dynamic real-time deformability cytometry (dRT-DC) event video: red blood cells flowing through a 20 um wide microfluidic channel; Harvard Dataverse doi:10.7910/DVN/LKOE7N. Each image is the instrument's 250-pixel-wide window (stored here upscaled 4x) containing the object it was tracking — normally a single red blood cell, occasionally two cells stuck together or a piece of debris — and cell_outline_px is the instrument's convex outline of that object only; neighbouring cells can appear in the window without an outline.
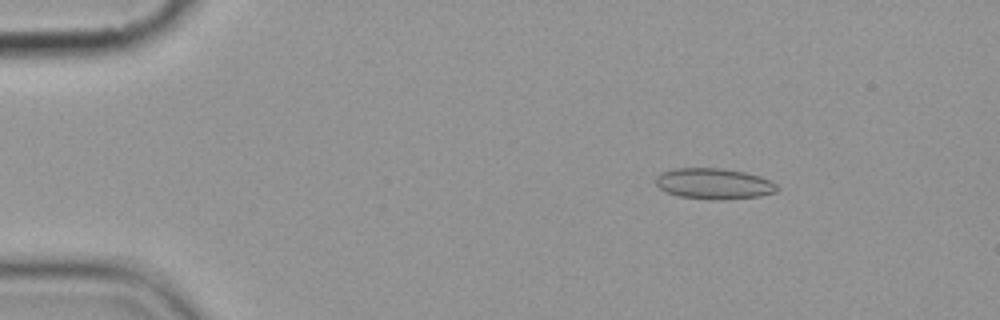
{"species": "common noctule bat (a hibernating species)", "species_latin": "Nyctalus noctula", "temperature_condition": "cold", "stored_images_in_passage": 5, "camera_frame_rate_fps": 3000, "um_per_image_px": 0.085, "animal": {"sex": "female", "body_mass_g": 19.9}, "frame": {"image": 1, "passage_image": 3, "time_ms": 2.333, "image_size_px": [1000, 320], "cell_outline_px": [[780, 188], [776, 192], [760, 196], [728, 200], [708, 200], [676, 196], [660, 188], [656, 184], [656, 176], [660, 172], [676, 168], [720, 168], [744, 172], [760, 176], [776, 184]], "centroid_in_image_um": [60.68, 15.63], "position_along_channel_um": 24.3, "area_um2": 22.08}}